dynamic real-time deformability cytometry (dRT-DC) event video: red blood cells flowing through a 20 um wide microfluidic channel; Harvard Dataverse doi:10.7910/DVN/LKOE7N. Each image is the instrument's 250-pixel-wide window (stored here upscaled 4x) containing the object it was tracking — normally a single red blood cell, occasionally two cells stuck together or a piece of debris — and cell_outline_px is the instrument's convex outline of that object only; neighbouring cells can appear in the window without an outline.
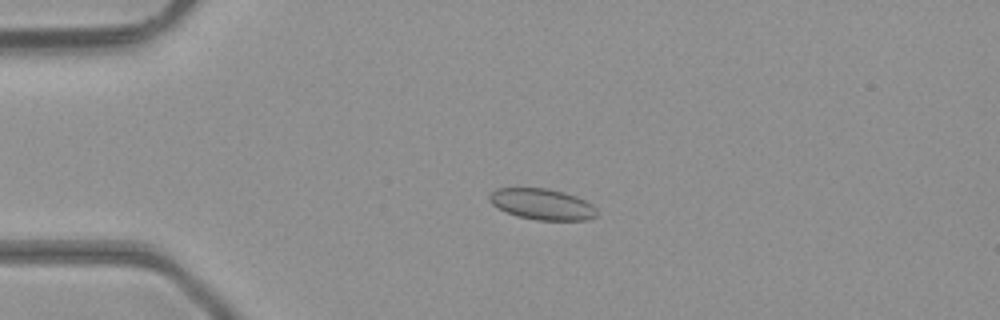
{"species": "common noctule bat (a hibernating species)", "species_latin": "Nyctalus noctula", "temperature_condition": "room temperature", "stored_images_in_passage": 47, "camera_frame_rate_fps": 3000, "um_per_image_px": 0.085, "animal": {"sex": "male", "body_mass_g": 23.1, "forearm_length_mm": 52.7}, "frame": {"image": 1, "passage_image": 11, "time_ms": 3.333, "image_size_px": [1000, 320], "cell_outline_px": [[596, 216], [588, 220], [536, 220], [516, 216], [492, 204], [488, 200], [488, 196], [496, 188], [548, 188], [564, 192], [576, 196], [592, 204], [596, 208]], "centroid_in_image_um": [46.08, 17.35], "position_along_channel_um": 38.9, "area_um2": 19.42}}
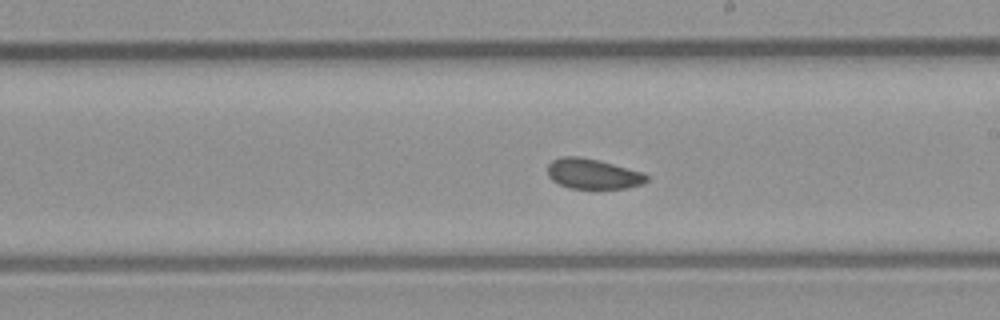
{"frame": {"image": 2, "passage_image": 27, "time_ms": 8.667, "image_size_px": [1000, 320], "cell_outline_px": [[648, 180], [640, 184], [624, 188], [572, 188], [560, 184], [552, 180], [548, 176], [548, 164], [552, 160], [564, 156], [580, 156], [600, 160], [644, 172], [648, 176]], "centroid_in_image_um": [50.4, 14.76], "position_along_channel_um": 238.6, "area_um2": 17.4}}
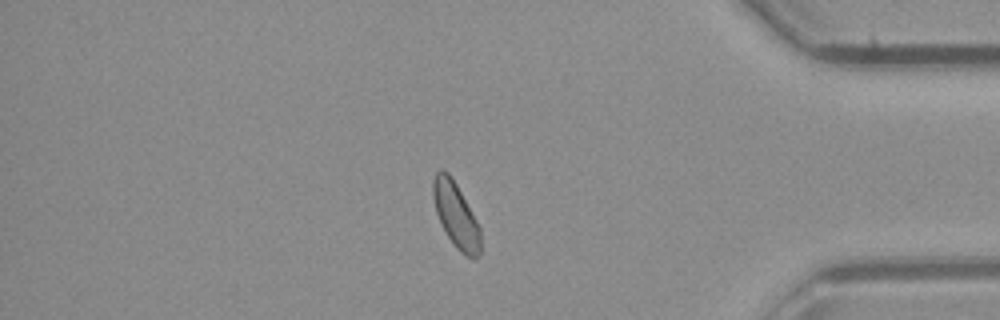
{"frame": {"image": 3, "passage_image": 40, "time_ms": 13.0, "image_size_px": [1000, 320], "cell_outline_px": [[480, 256], [472, 260], [460, 252], [456, 248], [448, 236], [436, 212], [432, 196], [432, 180], [436, 172], [440, 168], [444, 168], [452, 176], [476, 220], [480, 228]], "centroid_in_image_um": [38.74, 18.26], "position_along_channel_um": 396.5, "area_um2": 18.03}, "authors_computed_cell_mechanics": {"area_um2": 18.3226, "velocity_mm_per_s": 4.3727, "shape_relaxation_time_tau1_ms": 5.1455, "shape_relaxation_time_tau2_ms": 1.9144, "deformation_change_tau1": 0.0486, "deformation_change_tau2": 0.0662}}